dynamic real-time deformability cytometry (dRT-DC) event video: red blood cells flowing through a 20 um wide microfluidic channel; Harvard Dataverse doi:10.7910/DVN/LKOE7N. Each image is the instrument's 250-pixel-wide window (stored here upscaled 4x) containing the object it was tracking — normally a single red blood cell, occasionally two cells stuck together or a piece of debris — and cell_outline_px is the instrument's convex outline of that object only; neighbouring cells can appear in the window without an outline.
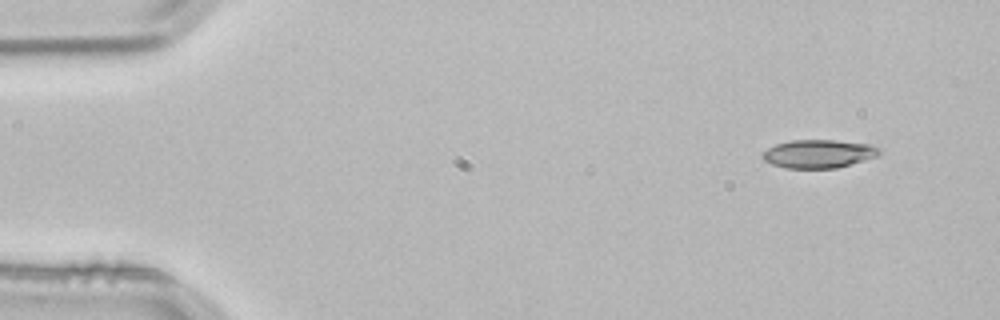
{"species": "common noctule bat (a hibernating species)", "species_latin": "Nyctalus noctula", "temperature_condition": "room temperature", "stored_images_in_passage": 4, "camera_frame_rate_fps": 3000, "um_per_image_px": 0.085, "animal": {"sex": "male", "body_mass_g": 21.5, "forearm_length_mm": 52.0}, "frame": {"image": 1, "passage_image": 1, "time_ms": 0.0, "image_size_px": [1000, 320], "cell_outline_px": [[880, 152], [876, 156], [864, 160], [836, 168], [784, 168], [772, 164], [764, 160], [764, 152], [768, 148], [776, 144], [792, 140], [832, 140], [868, 144], [880, 148]], "centroid_in_image_um": [69.57, 13.07], "position_along_channel_um": 15.4, "area_um2": 18.96}}
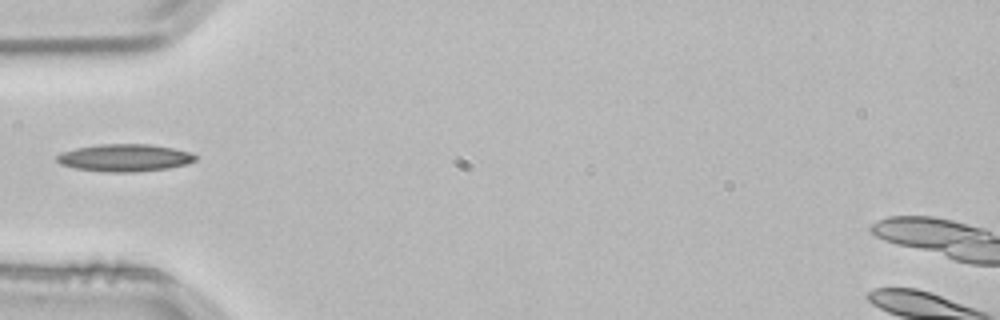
{"frame": {"image": 2, "passage_image": 4, "time_ms": 1.0, "image_size_px": [1000, 320], "cell_outline_px": [[196, 160], [188, 164], [168, 168], [132, 172], [104, 172], [76, 168], [60, 164], [56, 160], [56, 156], [60, 152], [76, 148], [100, 144], [148, 144], [172, 148], [188, 152], [196, 156]], "centroid_in_image_um": [10.57, 13.41], "position_along_channel_um": 74.4, "area_um2": 22.02}}